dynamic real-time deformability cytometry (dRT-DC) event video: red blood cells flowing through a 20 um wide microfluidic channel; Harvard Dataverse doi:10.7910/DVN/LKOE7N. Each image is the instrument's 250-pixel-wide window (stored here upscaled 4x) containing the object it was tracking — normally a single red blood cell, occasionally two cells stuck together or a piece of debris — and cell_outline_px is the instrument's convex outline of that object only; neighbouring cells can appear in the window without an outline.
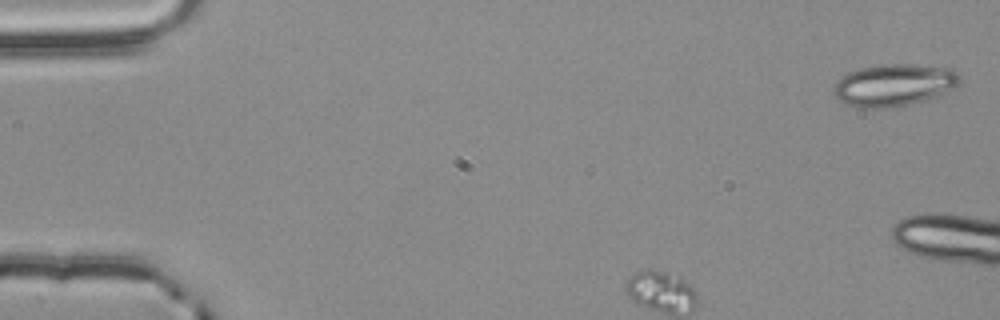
{"species": "common noctule bat (a hibernating species)", "species_latin": "Nyctalus noctula", "temperature_condition": "room temperature", "stored_images_in_passage": 10, "segment_of_instrument_passage": [1, 2], "camera_frame_rate_fps": 3000, "um_per_image_px": 0.085, "animal": {"sex": "male", "body_mass_g": 20.4}, "frame": {"image": 1, "passage_image": 2, "time_ms": 0.333, "image_size_px": [1000, 320], "cell_outline_px": [[960, 80], [956, 84], [924, 100], [912, 104], [892, 108], [856, 108], [840, 100], [832, 92], [832, 88], [836, 80], [840, 76], [848, 72], [860, 68], [880, 64], [912, 64], [952, 68], [960, 76]], "centroid_in_image_um": [75.88, 7.22], "position_along_channel_um": 9.1, "area_um2": 30.87}}